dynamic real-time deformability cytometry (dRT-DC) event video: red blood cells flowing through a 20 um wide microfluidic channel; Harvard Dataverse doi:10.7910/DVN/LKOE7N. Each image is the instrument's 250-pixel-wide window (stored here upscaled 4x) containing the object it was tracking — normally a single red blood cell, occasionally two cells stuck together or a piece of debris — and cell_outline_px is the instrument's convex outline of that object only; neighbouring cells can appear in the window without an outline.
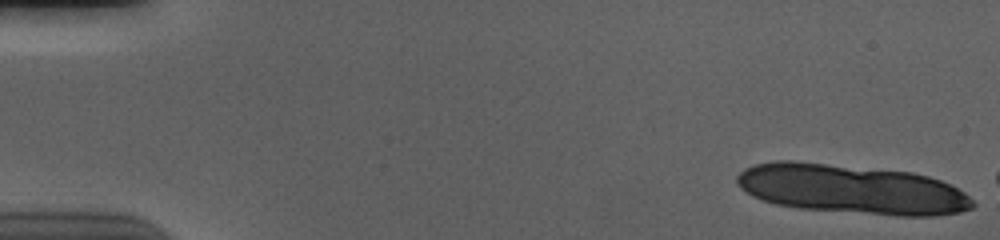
{"species": "human", "species_latin": "Homo sapiens", "temperature_condition": "cold", "stored_images_in_passage": 10, "camera_frame_rate_fps": 3000, "um_per_image_px": 0.085, "donor": {"sex": "male"}, "frame": {"image": 1, "passage_image": 1, "time_ms": 0.0, "image_size_px": [1000, 240], "cell_outline_px": [[976, 204], [972, 208], [960, 212], [936, 216], [896, 216], [800, 208], [776, 204], [752, 196], [740, 188], [736, 184], [736, 176], [744, 168], [752, 164], [776, 160], [792, 160], [912, 172], [928, 176], [940, 180], [964, 192]], "centroid_in_image_um": [72.36, 16.08], "position_along_channel_um": 12.6, "area_um2": 68.15}}